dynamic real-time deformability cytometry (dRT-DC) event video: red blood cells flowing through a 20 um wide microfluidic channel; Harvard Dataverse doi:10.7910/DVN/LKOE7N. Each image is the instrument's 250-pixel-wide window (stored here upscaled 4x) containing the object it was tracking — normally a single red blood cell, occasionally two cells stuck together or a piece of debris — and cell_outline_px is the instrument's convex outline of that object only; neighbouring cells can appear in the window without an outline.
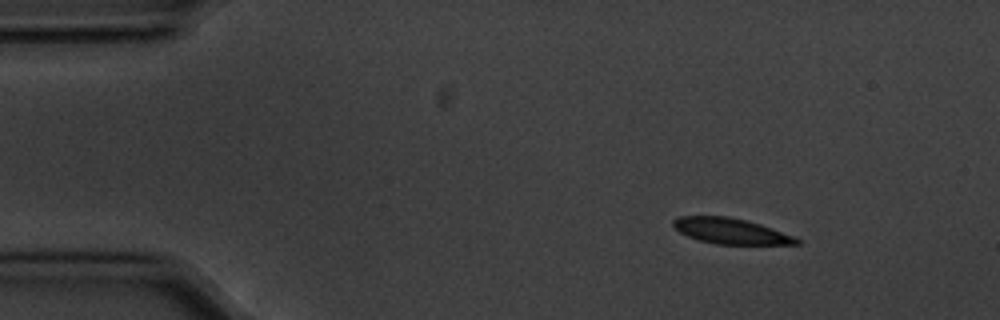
{"species": "common noctule bat (a hibernating species)", "species_latin": "Nyctalus noctula", "temperature_condition": "cold", "stored_images_in_passage": 50, "camera_frame_rate_fps": 3000, "um_per_image_px": 0.085, "animal": {"sex": "male", "body_mass_g": 20.1, "forearm_length_mm": 53.5}, "frame": {"image": 1, "passage_image": 1, "time_ms": 0.0, "image_size_px": [1000, 320], "cell_outline_px": [[800, 244], [716, 244], [700, 240], [688, 236], [680, 232], [672, 224], [672, 220], [680, 216], [728, 216], [748, 220], [796, 236], [800, 240]], "centroid_in_image_um": [62.14, 19.63], "position_along_channel_um": 22.9, "area_um2": 18.44}}
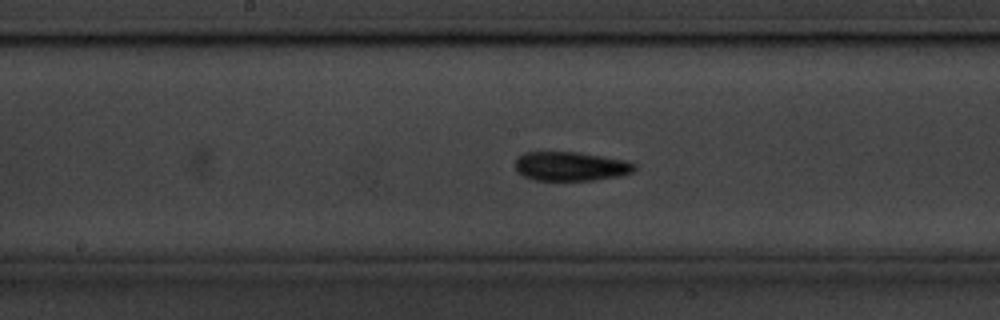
{"frame": {"image": 2, "passage_image": 22, "time_ms": 7.0, "image_size_px": [1000, 320], "cell_outline_px": [[636, 168], [632, 172], [616, 176], [592, 180], [536, 180], [524, 176], [516, 172], [516, 156], [524, 152], [580, 152], [604, 156], [624, 160], [636, 164]], "centroid_in_image_um": [48.48, 14.12], "position_along_channel_um": 199.7, "area_um2": 20.23}}
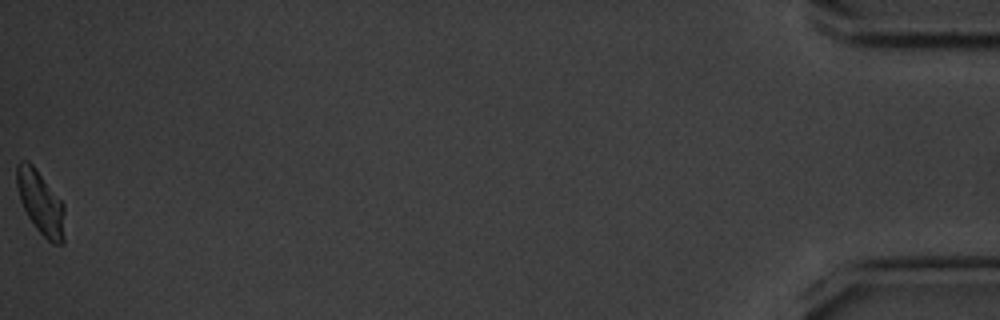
{"frame": {"image": 3, "passage_image": 50, "time_ms": 16.333, "image_size_px": [1000, 320], "cell_outline_px": [[64, 244], [52, 244], [36, 228], [28, 216], [20, 200], [16, 184], [16, 164], [20, 160], [28, 160], [36, 168], [64, 204]], "centroid_in_image_um": [3.45, 17.2], "position_along_channel_um": 431.8, "area_um2": 17.8}, "authors_computed_cell_mechanics": {"area_um2": 19.1896, "velocity_mm_per_s": 3.5465, "shape_relaxation_time_tau1_ms": 2.3728, "shape_relaxation_time_tau2_ms": 4.0232, "deformation_change_tau1": 0.1001, "deformation_change_tau2": 0.069}}